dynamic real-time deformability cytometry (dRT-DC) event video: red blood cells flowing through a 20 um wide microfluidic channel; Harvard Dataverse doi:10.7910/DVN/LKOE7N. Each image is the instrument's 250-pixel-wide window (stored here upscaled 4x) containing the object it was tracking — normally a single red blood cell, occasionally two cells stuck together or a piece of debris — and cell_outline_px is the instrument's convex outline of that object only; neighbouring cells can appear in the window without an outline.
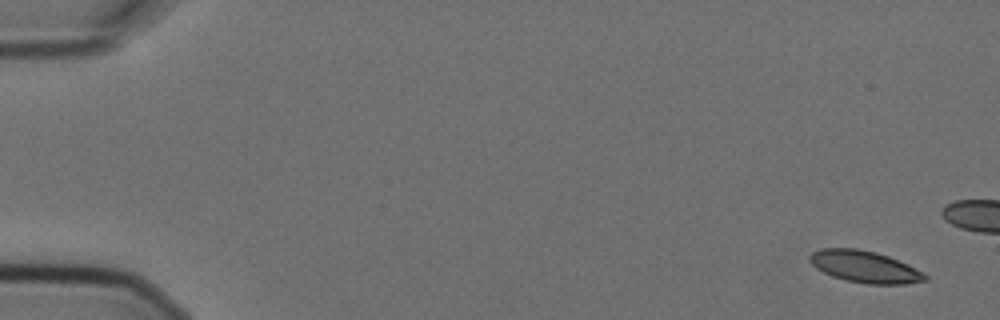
{"species": "Egyptian fruit bat (a non-hibernating species)", "species_latin": "Rousettus aegyptiacus", "temperature_condition": "cold", "stored_images_in_passage": 5, "camera_frame_rate_fps": 3000, "um_per_image_px": 0.085, "animal": {"sex": "female"}, "frame": {"image": 1, "passage_image": 1, "time_ms": 0.0, "image_size_px": [1000, 320], "cell_outline_px": [[928, 280], [904, 284], [868, 284], [844, 280], [832, 276], [816, 268], [808, 260], [808, 256], [812, 252], [824, 248], [856, 248], [876, 252], [888, 256], [928, 276]], "centroid_in_image_um": [73.44, 22.67], "position_along_channel_um": 11.6, "area_um2": 21.1}}